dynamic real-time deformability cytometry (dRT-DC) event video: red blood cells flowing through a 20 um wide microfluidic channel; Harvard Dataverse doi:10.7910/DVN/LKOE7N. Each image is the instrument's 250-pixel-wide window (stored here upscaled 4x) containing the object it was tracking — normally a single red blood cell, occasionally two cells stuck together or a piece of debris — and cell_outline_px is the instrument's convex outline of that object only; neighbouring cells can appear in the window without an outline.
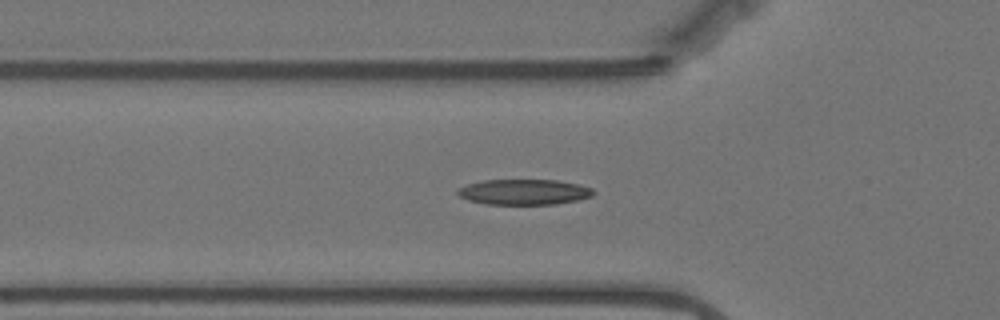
{"species": "Egyptian fruit bat (a non-hibernating species)", "species_latin": "Rousettus aegyptiacus", "temperature_condition": "warm", "stored_images_in_passage": 35, "camera_frame_rate_fps": 3000, "um_per_image_px": 0.085, "animal": {"sex": "female"}, "frame": {"image": 1, "passage_image": 18, "time_ms": 5.667, "image_size_px": [1000, 320], "cell_outline_px": [[596, 192], [592, 196], [576, 200], [556, 204], [488, 204], [468, 200], [460, 196], [456, 192], [456, 188], [468, 184], [484, 180], [556, 180], [580, 184], [592, 188]], "centroid_in_image_um": [44.55, 16.31], "position_along_channel_um": 81.3, "area_um2": 20.17}}
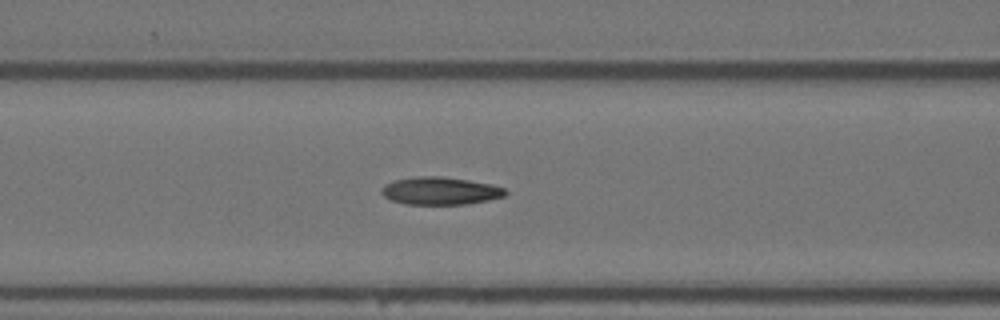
{"frame": {"image": 2, "passage_image": 22, "time_ms": 7.0, "image_size_px": [1000, 320], "cell_outline_px": [[508, 192], [504, 196], [488, 200], [464, 204], [404, 204], [392, 200], [384, 196], [380, 192], [380, 188], [384, 184], [392, 180], [416, 176], [440, 176], [468, 180], [488, 184], [504, 188]], "centroid_in_image_um": [37.35, 16.22], "position_along_channel_um": 129.2, "area_um2": 19.94}}